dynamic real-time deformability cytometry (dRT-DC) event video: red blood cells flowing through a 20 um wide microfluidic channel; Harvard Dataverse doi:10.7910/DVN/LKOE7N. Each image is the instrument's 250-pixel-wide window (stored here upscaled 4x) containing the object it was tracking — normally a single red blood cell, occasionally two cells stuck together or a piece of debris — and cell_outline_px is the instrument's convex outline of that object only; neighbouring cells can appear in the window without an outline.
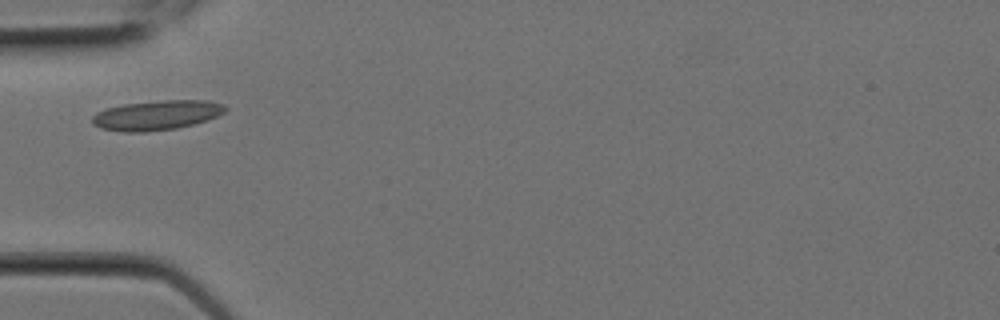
{"species": "Egyptian fruit bat (a non-hibernating species)", "species_latin": "Rousettus aegyptiacus", "temperature_condition": "room temperature", "stored_images_in_passage": 4, "camera_frame_rate_fps": 3000, "um_per_image_px": 0.085, "animal": {"sex": "female"}, "frame": {"image": 1, "passage_image": 2, "time_ms": 0.333, "image_size_px": [1000, 320], "cell_outline_px": [[228, 108], [224, 112], [216, 116], [192, 124], [176, 128], [144, 132], [124, 132], [100, 128], [92, 124], [92, 116], [96, 112], [108, 108], [124, 104], [160, 100], [208, 100], [224, 104]], "centroid_in_image_um": [13.3, 9.78], "position_along_channel_um": 71.7, "area_um2": 22.95}}
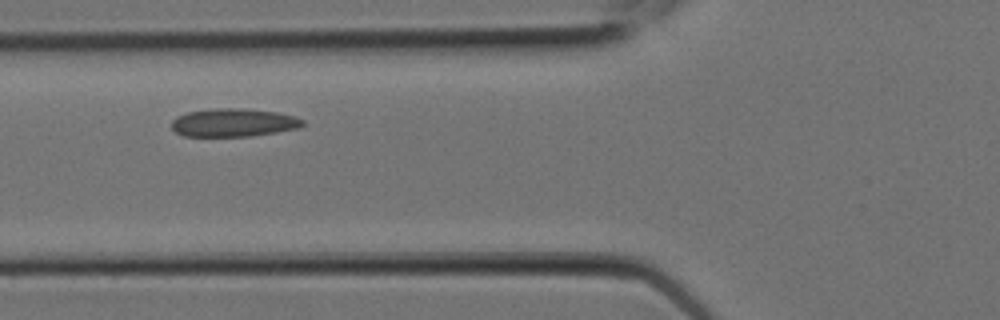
{"frame": {"image": 2, "passage_image": 3, "time_ms": 0.667, "image_size_px": [1000, 320], "cell_outline_px": [[304, 124], [300, 128], [252, 136], [184, 136], [176, 132], [172, 128], [172, 120], [176, 116], [188, 112], [216, 108], [240, 108], [276, 112], [296, 116], [304, 120]], "centroid_in_image_um": [19.87, 10.42], "position_along_channel_um": 105.9, "area_um2": 21.56}}
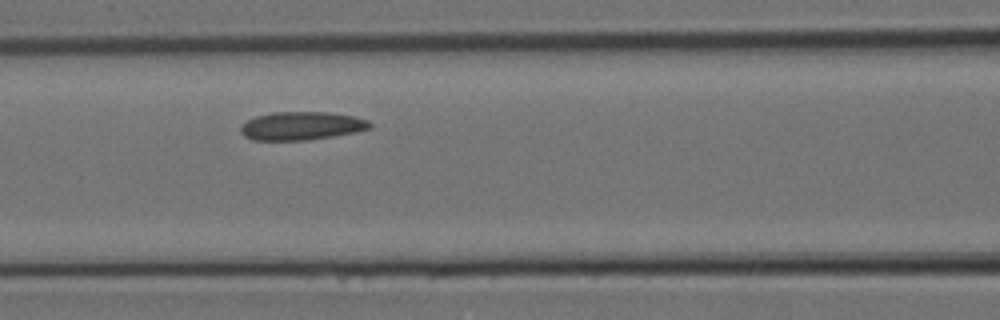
{"frame": {"image": 3, "passage_image": 4, "time_ms": 1.0, "image_size_px": [1000, 320], "cell_outline_px": [[372, 128], [356, 132], [332, 136], [304, 140], [252, 140], [244, 136], [240, 132], [240, 128], [248, 120], [256, 116], [272, 112], [324, 112], [352, 116], [368, 120], [372, 124]], "centroid_in_image_um": [25.62, 10.7], "position_along_channel_um": 141.0, "area_um2": 21.15}}